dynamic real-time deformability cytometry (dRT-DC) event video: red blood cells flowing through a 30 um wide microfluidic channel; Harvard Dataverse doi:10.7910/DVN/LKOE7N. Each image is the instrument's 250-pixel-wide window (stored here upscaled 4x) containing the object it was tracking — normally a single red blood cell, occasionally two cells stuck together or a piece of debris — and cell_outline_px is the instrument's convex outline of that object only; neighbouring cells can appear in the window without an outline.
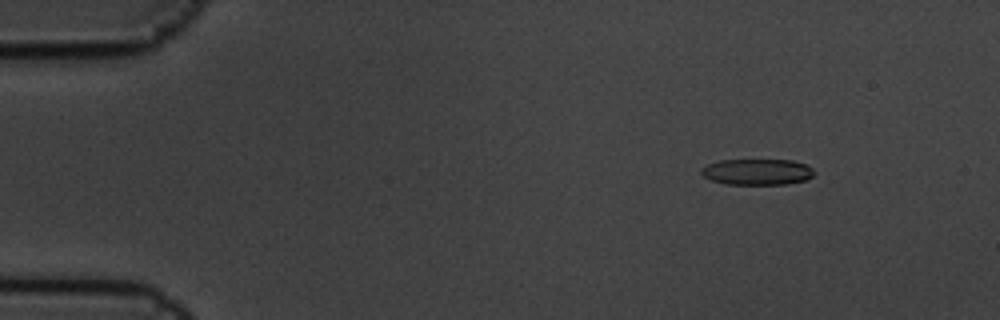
{"species": "common noctule bat (a hibernating species)", "species_latin": "Nyctalus noctula", "temperature_condition": "cold", "stored_images_in_passage": 6, "camera_frame_rate_fps": 3000, "um_per_image_px": 0.085, "animal": {"sex": "male", "body_mass_g": 19.5, "forearm_length_mm": 54.6}, "frame": {"image": 1, "passage_image": 3, "time_ms": 0.667, "image_size_px": [1000, 320], "cell_outline_px": [[816, 172], [812, 176], [804, 180], [784, 184], [724, 184], [712, 180], [704, 176], [700, 172], [700, 168], [708, 164], [720, 160], [792, 160], [808, 164]], "centroid_in_image_um": [64.37, 14.6], "position_along_channel_um": 20.6, "area_um2": 17.17}}
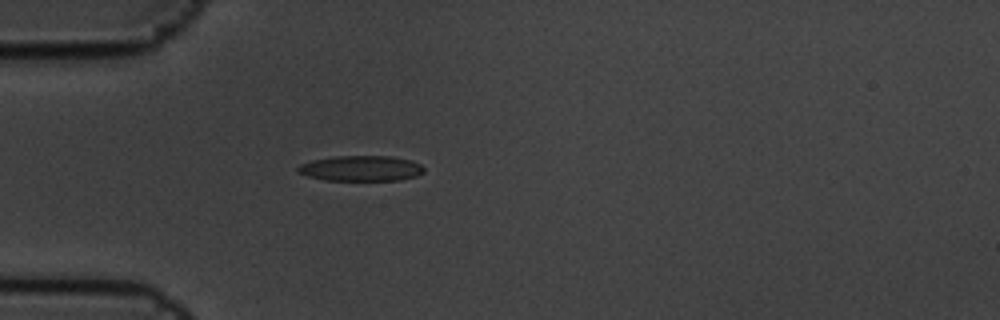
{"frame": {"image": 2, "passage_image": 6, "time_ms": 1.667, "image_size_px": [1000, 320], "cell_outline_px": [[424, 172], [416, 176], [400, 180], [324, 180], [308, 176], [296, 172], [296, 168], [300, 164], [312, 160], [332, 156], [392, 156], [412, 160], [420, 164], [424, 168]], "centroid_in_image_um": [30.67, 14.3], "position_along_channel_um": 54.3, "area_um2": 18.84}}